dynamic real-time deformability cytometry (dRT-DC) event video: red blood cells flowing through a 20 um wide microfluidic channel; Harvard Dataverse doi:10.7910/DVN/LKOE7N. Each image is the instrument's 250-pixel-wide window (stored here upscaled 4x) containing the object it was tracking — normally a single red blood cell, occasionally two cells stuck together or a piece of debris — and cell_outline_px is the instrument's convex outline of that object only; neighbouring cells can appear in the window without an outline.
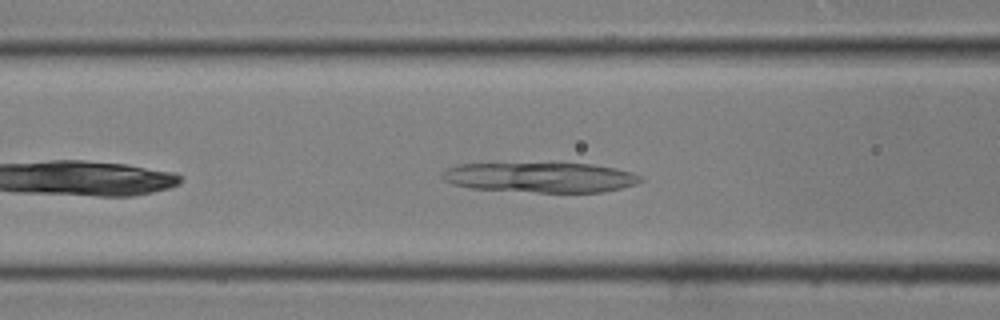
{"species": "common noctule bat (a hibernating species)", "species_latin": "Nyctalus noctula", "temperature_condition": "room temperature", "stored_images_in_passage": 29, "camera_frame_rate_fps": 3000, "um_per_image_px": 0.085, "animal": {"sex": "male", "body_mass_g": 19.0, "forearm_length_mm": 50.8}, "frame": {"image": 1, "passage_image": 6, "time_ms": 1.667, "image_size_px": [1000, 320], "cell_outline_px": [[644, 180], [636, 184], [620, 188], [600, 192], [536, 192], [472, 188], [452, 184], [444, 180], [440, 176], [448, 168], [456, 164], [592, 164], [616, 168], [632, 172], [640, 176]], "centroid_in_image_um": [45.95, 15.08], "position_along_channel_um": 120.6, "area_um2": 34.33}}
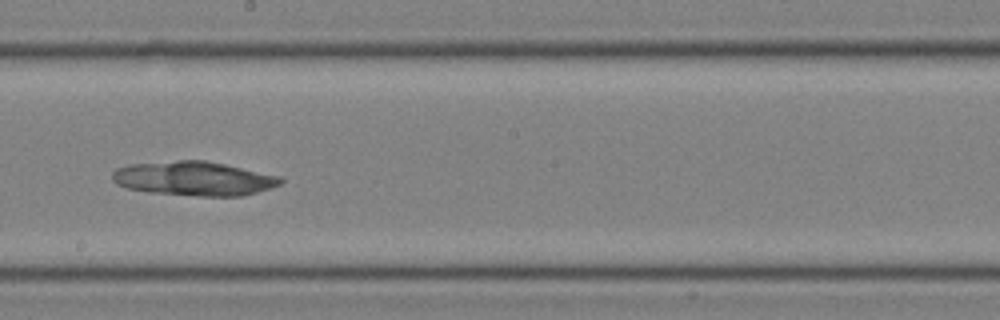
{"frame": {"image": 2, "passage_image": 13, "time_ms": 4.0, "image_size_px": [1000, 320], "cell_outline_px": [[284, 180], [280, 184], [256, 192], [240, 196], [200, 196], [148, 192], [128, 188], [116, 184], [112, 180], [112, 172], [116, 168], [128, 164], [180, 160], [204, 160], [224, 164], [280, 176]], "centroid_in_image_um": [16.44, 15.17], "position_along_channel_um": 231.8, "area_um2": 33.41}}
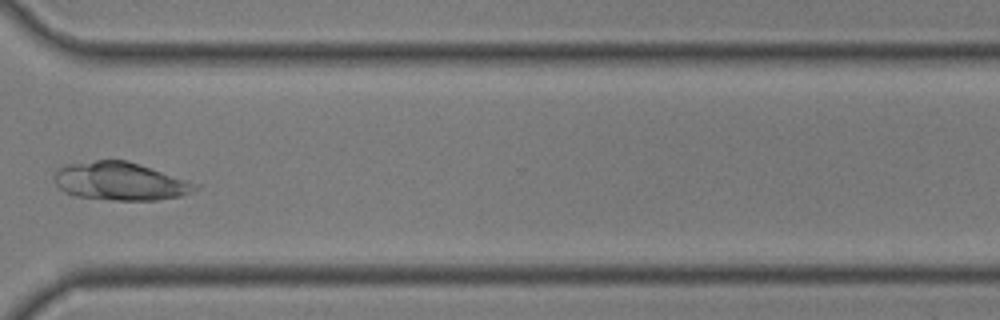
{"frame": {"image": 3, "passage_image": 21, "time_ms": 6.667, "image_size_px": [1000, 320], "cell_outline_px": [[200, 188], [180, 196], [156, 200], [112, 200], [76, 196], [64, 192], [56, 184], [52, 176], [56, 168], [64, 164], [96, 160], [128, 160], [200, 184]], "centroid_in_image_um": [10.18, 15.4], "position_along_channel_um": 360.4, "area_um2": 31.56}}